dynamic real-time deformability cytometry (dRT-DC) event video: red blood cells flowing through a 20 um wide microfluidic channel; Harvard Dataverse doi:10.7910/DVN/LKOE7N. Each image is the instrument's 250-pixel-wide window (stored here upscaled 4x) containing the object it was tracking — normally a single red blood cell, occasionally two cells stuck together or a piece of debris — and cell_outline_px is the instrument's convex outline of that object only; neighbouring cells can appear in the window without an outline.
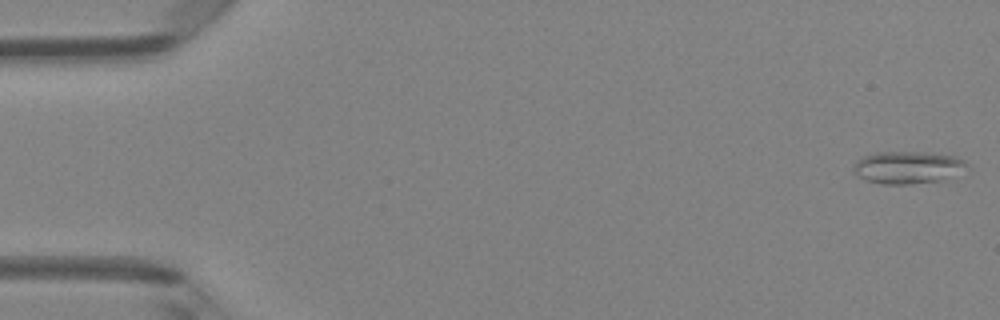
{"species": "Egyptian fruit bat (a non-hibernating species)", "species_latin": "Rousettus aegyptiacus", "temperature_condition": "room temperature", "stored_images_in_passage": 4, "camera_frame_rate_fps": 3000, "um_per_image_px": 0.085, "animal": {"sex": "female"}, "frame": {"image": 1, "passage_image": 1, "time_ms": 0.0, "image_size_px": [1000, 320], "cell_outline_px": [[972, 168], [940, 180], [912, 184], [880, 184], [856, 176], [852, 168], [852, 164], [856, 160], [872, 152], [928, 152], [956, 156], [964, 160]], "centroid_in_image_um": [77.16, 14.22], "position_along_channel_um": 7.8, "area_um2": 21.79}}